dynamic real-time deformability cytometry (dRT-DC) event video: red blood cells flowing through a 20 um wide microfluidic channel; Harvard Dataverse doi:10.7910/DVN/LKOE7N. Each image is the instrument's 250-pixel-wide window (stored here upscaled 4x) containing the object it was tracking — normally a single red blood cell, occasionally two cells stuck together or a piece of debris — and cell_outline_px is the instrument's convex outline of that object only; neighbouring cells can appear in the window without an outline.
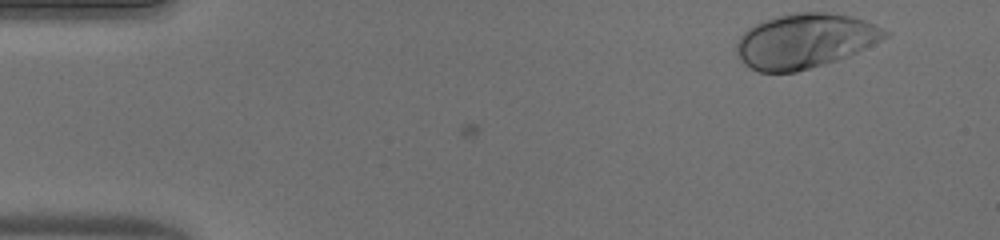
{"species": "human", "species_latin": "Homo sapiens", "temperature_condition": "warm", "stored_images_in_passage": 39, "camera_frame_rate_fps": 3000, "um_per_image_px": 0.085, "donor": {"sex": "male"}, "frame": {"image": 1, "passage_image": 1, "time_ms": 0.0, "image_size_px": [1000, 240], "cell_outline_px": [[888, 36], [856, 52], [836, 60], [824, 64], [796, 72], [760, 72], [744, 64], [740, 60], [736, 52], [736, 44], [740, 36], [748, 28], [764, 20], [796, 12], [824, 12], [852, 16], [864, 20], [888, 32]], "centroid_in_image_um": [68.37, 3.48], "position_along_channel_um": 16.6, "area_um2": 46.59}}
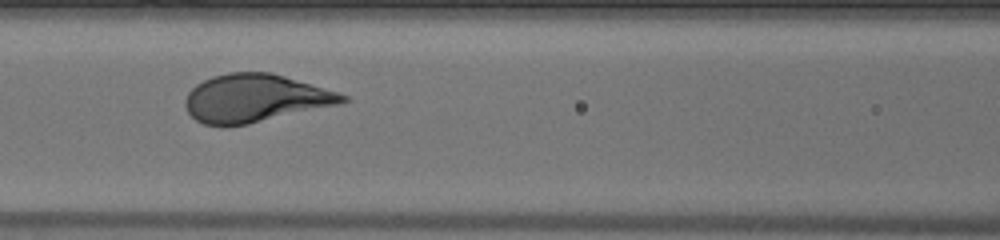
{"frame": {"image": 2, "passage_image": 19, "time_ms": 6.0, "image_size_px": [1000, 240], "cell_outline_px": [[348, 100], [340, 104], [248, 124], [204, 124], [196, 120], [188, 112], [184, 104], [184, 100], [188, 92], [196, 84], [212, 76], [228, 72], [272, 72], [336, 92], [348, 96]], "centroid_in_image_um": [21.66, 8.33], "position_along_channel_um": 144.9, "area_um2": 43.35}}
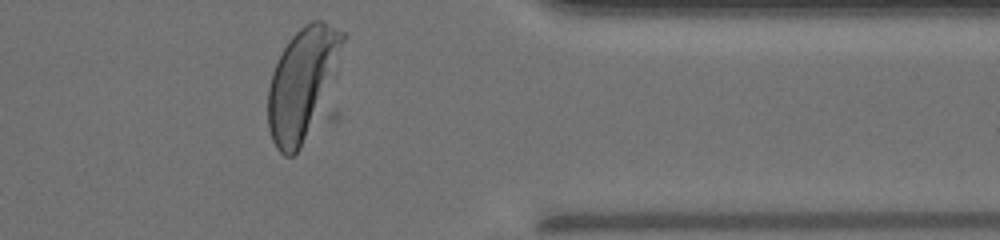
{"frame": {"image": 3, "passage_image": 38, "time_ms": 12.333, "image_size_px": [1000, 240], "cell_outline_px": [[344, 40], [340, 116], [336, 120], [292, 156], [284, 156], [276, 148], [272, 140], [268, 128], [268, 88], [272, 72], [288, 40], [304, 24], [312, 20], [320, 20], [344, 32]], "centroid_in_image_um": [26.0, 7.36], "position_along_channel_um": 385.4, "area_um2": 55.95}, "authors_computed_cell_mechanics": {"area_um2": 44.9106, "velocity_mm_per_s": 4.0239, "shape_relaxation_time_tau1_ms": 1.5658, "shape_relaxation_time_tau2_ms": null, "deformation_change_tau1": 0.1602, "deformation_change_tau2": null}}